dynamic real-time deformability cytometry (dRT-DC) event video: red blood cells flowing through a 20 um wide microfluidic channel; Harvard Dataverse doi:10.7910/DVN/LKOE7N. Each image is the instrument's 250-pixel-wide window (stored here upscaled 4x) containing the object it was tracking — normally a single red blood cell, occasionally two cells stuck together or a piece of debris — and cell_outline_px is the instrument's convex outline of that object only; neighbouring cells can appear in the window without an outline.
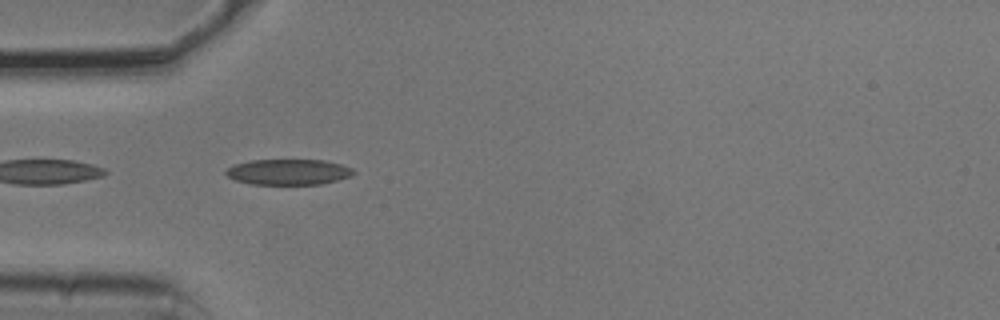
{"species": "common noctule bat (a hibernating species)", "species_latin": "Nyctalus noctula", "temperature_condition": "cold", "stored_images_in_passage": 38, "camera_frame_rate_fps": 3000, "um_per_image_px": 0.085, "animal": {"sex": "male", "body_mass_g": 20.5, "forearm_length_mm": 52.5}, "frame": {"image": 1, "passage_image": 1, "time_ms": 0.0, "image_size_px": [1000, 320], "cell_outline_px": [[356, 172], [352, 176], [320, 184], [252, 184], [236, 180], [228, 176], [224, 172], [232, 164], [252, 160], [324, 160], [340, 164], [352, 168]], "centroid_in_image_um": [24.51, 14.61], "position_along_channel_um": 60.5, "area_um2": 19.02}, "authors_computed_cell_mechanics": {"area_um2": 18.1203, "velocity_mm_per_s": 3.7703, "shape_relaxation_time_tau1_ms": 3.1554, "shape_relaxation_time_tau2_ms": 2.8892, "deformation_change_tau1": 0.1017, "deformation_change_tau2": 0.1052}}